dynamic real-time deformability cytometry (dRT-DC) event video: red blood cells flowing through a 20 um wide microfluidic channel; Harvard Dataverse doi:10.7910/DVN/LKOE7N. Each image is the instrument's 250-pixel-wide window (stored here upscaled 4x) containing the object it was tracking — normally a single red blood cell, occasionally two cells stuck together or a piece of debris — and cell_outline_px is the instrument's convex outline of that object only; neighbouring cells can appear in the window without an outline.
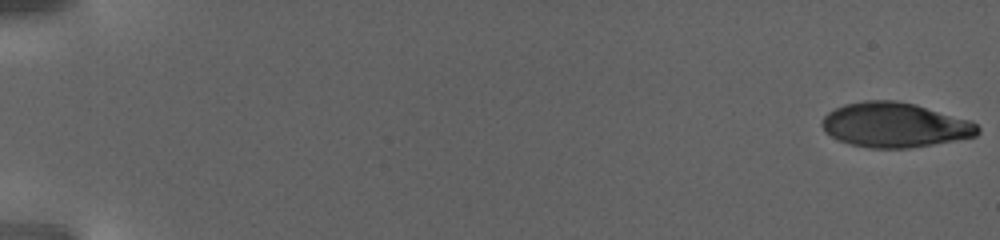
{"species": "human", "species_latin": "Homo sapiens", "temperature_condition": "warm", "stored_images_in_passage": 39, "camera_frame_rate_fps": 3000, "um_per_image_px": 0.085, "donor": {"sex": "female"}, "frame": {"image": 1, "passage_image": 1, "time_ms": 0.0, "image_size_px": [1000, 240], "cell_outline_px": [[980, 132], [976, 136], [932, 144], [908, 148], [872, 148], [852, 144], [840, 140], [824, 132], [820, 124], [824, 116], [828, 112], [844, 104], [864, 100], [896, 100], [916, 104], [972, 120], [980, 128]], "centroid_in_image_um": [76.07, 10.6], "position_along_channel_um": 8.9, "area_um2": 40.69}}
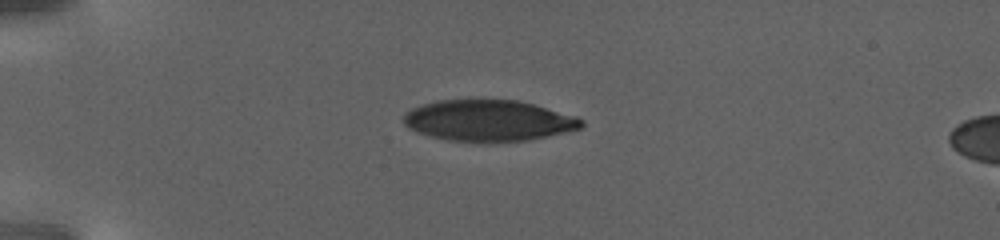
{"frame": {"image": 2, "passage_image": 28, "time_ms": 9.0, "image_size_px": [1000, 240], "cell_outline_px": [[584, 124], [580, 128], [548, 136], [528, 140], [488, 144], [480, 144], [452, 140], [428, 136], [408, 128], [404, 124], [404, 112], [412, 108], [436, 100], [472, 96], [484, 96], [516, 100], [532, 104], [576, 116], [584, 120]], "centroid_in_image_um": [41.47, 10.22], "position_along_channel_um": 43.5, "area_um2": 44.39}}
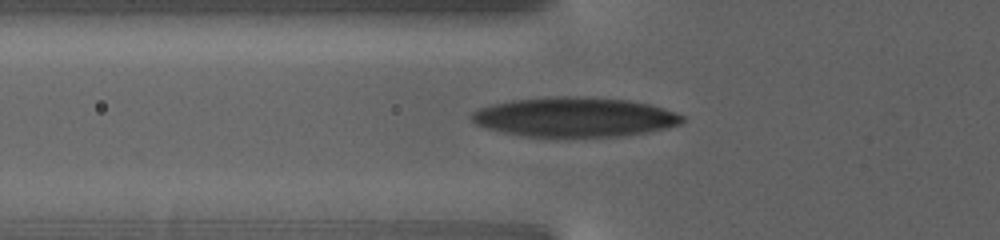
{"frame": {"image": 3, "passage_image": 39, "time_ms": 12.667, "image_size_px": [1000, 240], "cell_outline_px": [[684, 120], [680, 124], [668, 128], [648, 132], [624, 136], [568, 140], [544, 140], [520, 136], [500, 132], [484, 128], [472, 124], [468, 116], [472, 112], [480, 108], [492, 104], [512, 100], [544, 96], [584, 96], [628, 100], [652, 104], [676, 112], [684, 116]], "centroid_in_image_um": [48.78, 10.0], "position_along_channel_um": 77.0, "area_um2": 51.15}}